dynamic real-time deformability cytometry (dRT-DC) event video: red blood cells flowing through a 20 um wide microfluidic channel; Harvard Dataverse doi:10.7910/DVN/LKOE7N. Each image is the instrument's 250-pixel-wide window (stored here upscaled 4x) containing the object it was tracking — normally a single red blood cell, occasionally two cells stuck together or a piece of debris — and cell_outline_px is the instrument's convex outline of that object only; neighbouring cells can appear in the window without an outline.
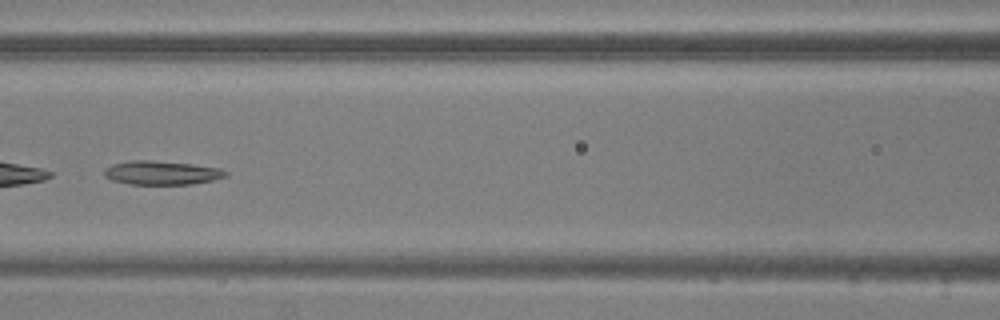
{"species": "common noctule bat (a hibernating species)", "species_latin": "Nyctalus noctula", "temperature_condition": "warm", "stored_images_in_passage": 52, "camera_frame_rate_fps": 3000, "um_per_image_px": 0.085, "animal": {"sex": "male", "body_mass_g": 20.5, "forearm_length_mm": 52.5}, "frame": {"image": 1, "passage_image": 23, "time_ms": 7.333, "image_size_px": [1000, 320], "cell_outline_px": [[228, 176], [212, 180], [192, 184], [128, 184], [112, 180], [104, 176], [104, 168], [112, 164], [132, 160], [148, 160], [192, 164], [220, 168], [228, 172]], "centroid_in_image_um": [13.73, 14.69], "position_along_channel_um": 152.9, "area_um2": 16.88}, "authors_computed_cell_mechanics": {"area_um2": 20.1144, "velocity_mm_per_s": 3.7355, "shape_relaxation_time_tau1_ms": null, "shape_relaxation_time_tau2_ms": 9.5726, "deformation_change_tau1": null, "deformation_change_tau2": 0.2261}}